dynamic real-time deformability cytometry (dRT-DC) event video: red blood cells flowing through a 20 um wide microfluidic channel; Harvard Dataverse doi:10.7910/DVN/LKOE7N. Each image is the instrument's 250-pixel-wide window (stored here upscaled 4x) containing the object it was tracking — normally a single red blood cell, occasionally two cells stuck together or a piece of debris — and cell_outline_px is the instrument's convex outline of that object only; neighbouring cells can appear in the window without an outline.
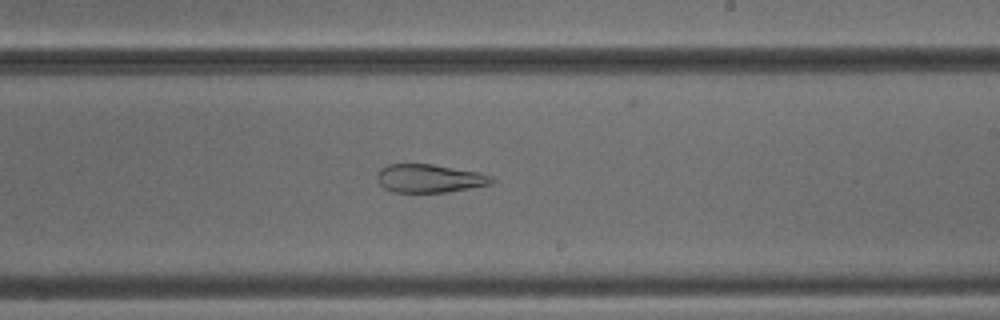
{"species": "common noctule bat (a hibernating species)", "species_latin": "Nyctalus noctula", "temperature_condition": "cold", "stored_images_in_passage": 52, "camera_frame_rate_fps": 3000, "um_per_image_px": 0.085, "animal": {"sex": "male", "body_mass_g": 18.8}, "frame": {"image": 1, "passage_image": 31, "time_ms": 10.0, "image_size_px": [1000, 320], "cell_outline_px": [[496, 180], [492, 184], [448, 192], [392, 192], [384, 188], [380, 184], [376, 176], [380, 168], [388, 164], [432, 164], [480, 172], [492, 176]], "centroid_in_image_um": [36.52, 15.16], "position_along_channel_um": 252.5, "area_um2": 19.07}}
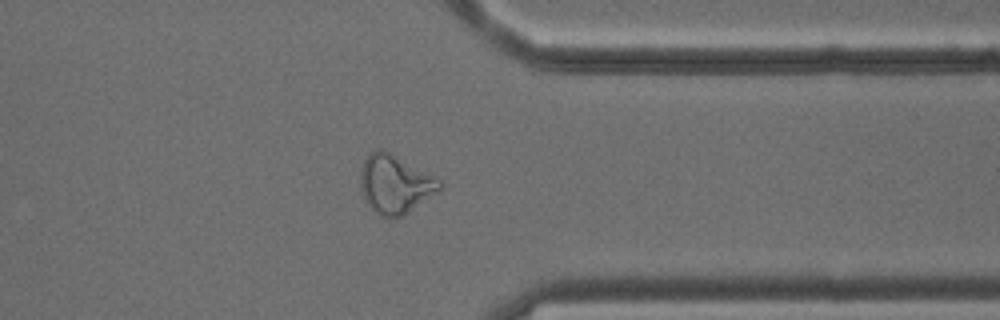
{"frame": {"image": 2, "passage_image": 41, "time_ms": 13.333, "image_size_px": [1000, 320], "cell_outline_px": [[444, 184], [440, 192], [408, 212], [400, 216], [380, 216], [364, 200], [360, 188], [360, 168], [368, 152], [372, 148], [380, 148], [444, 180]], "centroid_in_image_um": [33.6, 15.62], "position_along_channel_um": 377.8, "area_um2": 27.4}}
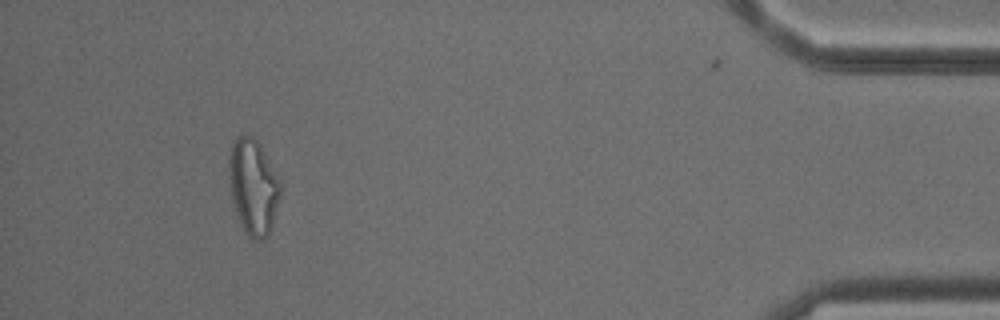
{"frame": {"image": 3, "passage_image": 48, "time_ms": 15.667, "image_size_px": [1000, 320], "cell_outline_px": [[284, 184], [272, 228], [268, 236], [260, 240], [252, 240], [244, 232], [232, 200], [228, 176], [228, 156], [232, 144], [236, 136], [252, 136], [260, 144]], "centroid_in_image_um": [21.56, 15.88], "position_along_channel_um": 413.6, "area_um2": 29.36}, "authors_computed_cell_mechanics": {"area_um2": 27.3683, "velocity_mm_per_s": 3.8934, "shape_relaxation_time_tau1_ms": null, "shape_relaxation_time_tau2_ms": 3.1052, "deformation_change_tau1": null, "deformation_change_tau2": 0.1311}}